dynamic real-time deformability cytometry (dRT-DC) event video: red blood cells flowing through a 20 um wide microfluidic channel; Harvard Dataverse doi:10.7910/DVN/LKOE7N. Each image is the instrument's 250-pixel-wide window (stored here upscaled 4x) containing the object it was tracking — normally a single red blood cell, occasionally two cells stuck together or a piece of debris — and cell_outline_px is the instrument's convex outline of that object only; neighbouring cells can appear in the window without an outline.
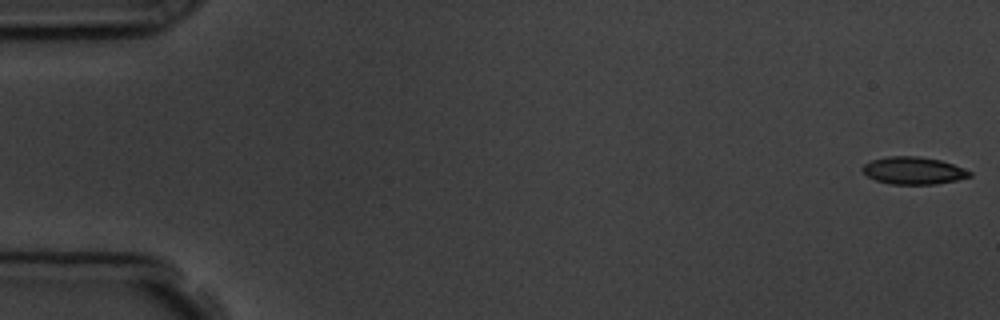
{"species": "common noctule bat (a hibernating species)", "species_latin": "Nyctalus noctula", "temperature_condition": "room temperature", "stored_images_in_passage": 6, "camera_frame_rate_fps": 3000, "um_per_image_px": 0.085, "animal": {"sex": "male", "body_mass_g": 19.5, "forearm_length_mm": 54.6}, "frame": {"image": 1, "passage_image": 1, "time_ms": 0.0, "image_size_px": [1000, 320], "cell_outline_px": [[972, 176], [956, 180], [936, 184], [892, 184], [876, 180], [868, 176], [860, 168], [864, 164], [872, 160], [888, 156], [920, 156], [940, 160], [952, 164], [972, 172]], "centroid_in_image_um": [77.63, 14.49], "position_along_channel_um": 7.4, "area_um2": 16.99}}
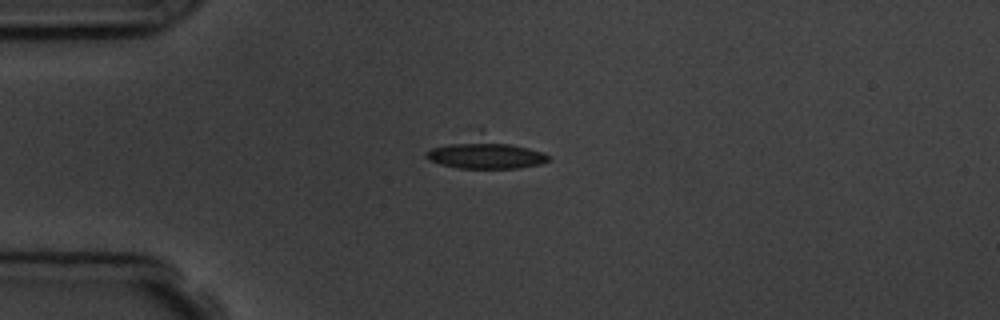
{"frame": {"image": 2, "passage_image": 4, "time_ms": 4.333, "image_size_px": [1000, 320], "cell_outline_px": [[552, 160], [540, 164], [516, 168], [460, 168], [440, 164], [424, 156], [424, 152], [432, 148], [480, 128], [544, 152]], "centroid_in_image_um": [41.28, 12.94], "position_along_channel_um": 43.7, "area_um2": 23.0}}